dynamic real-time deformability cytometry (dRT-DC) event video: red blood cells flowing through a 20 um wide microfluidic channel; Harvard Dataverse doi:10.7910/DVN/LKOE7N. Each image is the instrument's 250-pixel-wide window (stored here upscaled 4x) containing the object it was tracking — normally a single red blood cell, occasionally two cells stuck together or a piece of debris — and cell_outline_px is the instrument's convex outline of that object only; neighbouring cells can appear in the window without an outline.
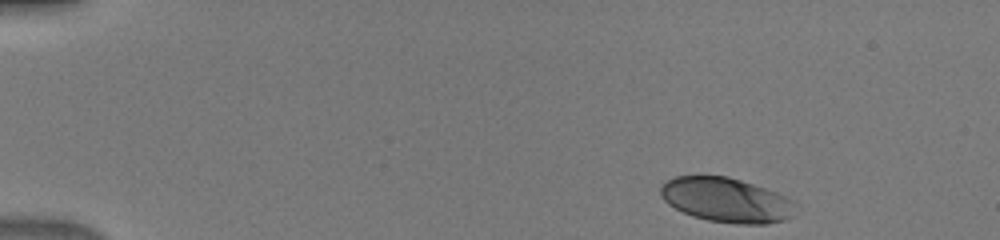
{"species": "human", "species_latin": "Homo sapiens", "temperature_condition": "warm", "stored_images_in_passage": 44, "camera_frame_rate_fps": 3000, "um_per_image_px": 0.085, "donor": {"sex": "male"}, "frame": {"image": 1, "passage_image": 1, "time_ms": 0.0, "image_size_px": [1000, 240], "cell_outline_px": [[796, 204], [792, 216], [788, 220], [768, 224], [736, 224], [708, 220], [692, 216], [668, 204], [660, 196], [660, 188], [668, 180], [676, 176], [728, 176], [776, 192], [792, 200]], "centroid_in_image_um": [61.75, 17.02], "position_along_channel_um": 23.2, "area_um2": 34.97}}
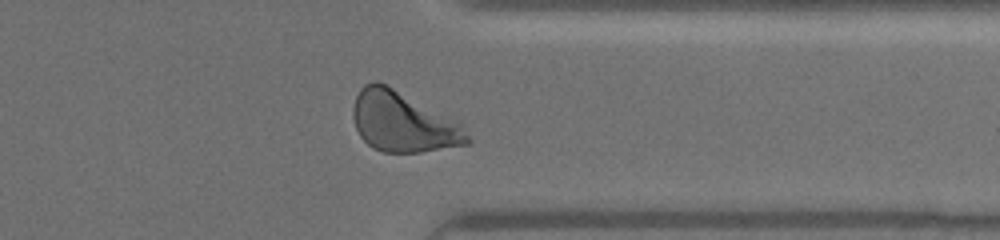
{"frame": {"image": 2, "passage_image": 35, "time_ms": 11.333, "image_size_px": [1000, 240], "cell_outline_px": [[472, 140], [468, 144], [420, 152], [384, 152], [372, 148], [360, 136], [356, 128], [352, 116], [352, 108], [356, 96], [360, 88], [364, 84], [376, 80], [392, 88], [460, 124], [464, 128]], "centroid_in_image_um": [34.2, 10.39], "position_along_channel_um": 377.2, "area_um2": 39.25}}
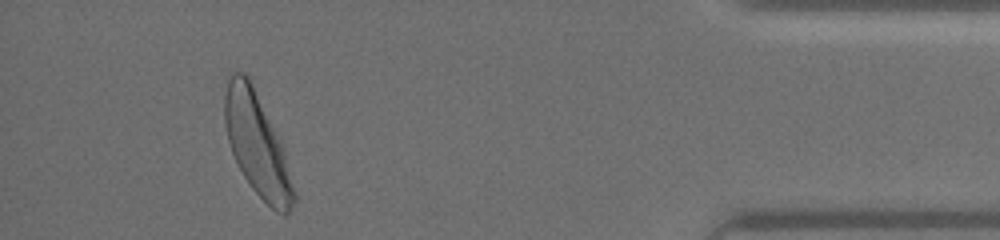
{"frame": {"image": 3, "passage_image": 41, "time_ms": 13.333, "image_size_px": [1000, 240], "cell_outline_px": [[296, 200], [288, 212], [284, 216], [276, 212], [252, 188], [244, 176], [232, 152], [228, 140], [224, 124], [224, 96], [228, 80], [232, 72], [244, 72], [248, 76], [280, 136], [284, 148], [296, 196]], "centroid_in_image_um": [21.87, 12.26], "position_along_channel_um": 413.3, "area_um2": 41.27}}